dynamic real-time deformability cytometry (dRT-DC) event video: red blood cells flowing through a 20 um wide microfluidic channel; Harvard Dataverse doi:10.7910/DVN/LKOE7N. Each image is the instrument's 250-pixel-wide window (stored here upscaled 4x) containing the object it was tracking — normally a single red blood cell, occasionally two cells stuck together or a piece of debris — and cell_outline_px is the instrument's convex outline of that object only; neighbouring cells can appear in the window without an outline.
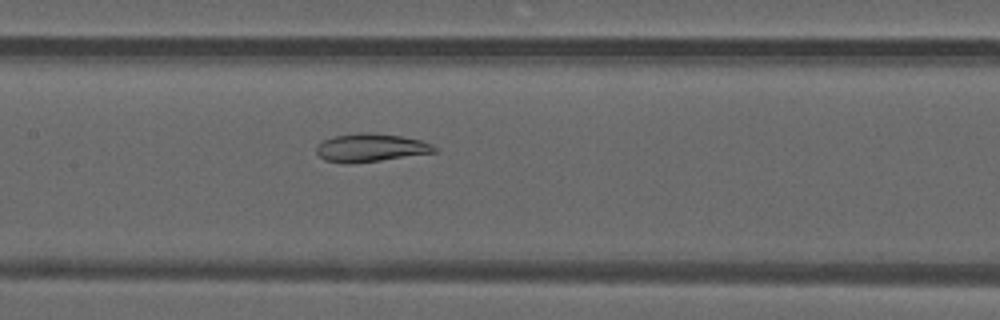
{"species": "common noctule bat (a hibernating species)", "species_latin": "Nyctalus noctula", "temperature_condition": "warm", "stored_images_in_passage": 35, "camera_frame_rate_fps": 3000, "um_per_image_px": 0.085, "animal": {"sex": "male", "forearm_length_mm": 52.5}, "frame": {"image": 1, "passage_image": 10, "time_ms": 3.0, "image_size_px": [1000, 320], "cell_outline_px": [[440, 148], [436, 152], [380, 160], [348, 164], [344, 164], [324, 160], [316, 152], [316, 144], [324, 140], [336, 136], [356, 132], [368, 132], [400, 136], [420, 140], [432, 144]], "centroid_in_image_um": [31.49, 12.55], "position_along_channel_um": 175.9, "area_um2": 19.42}}
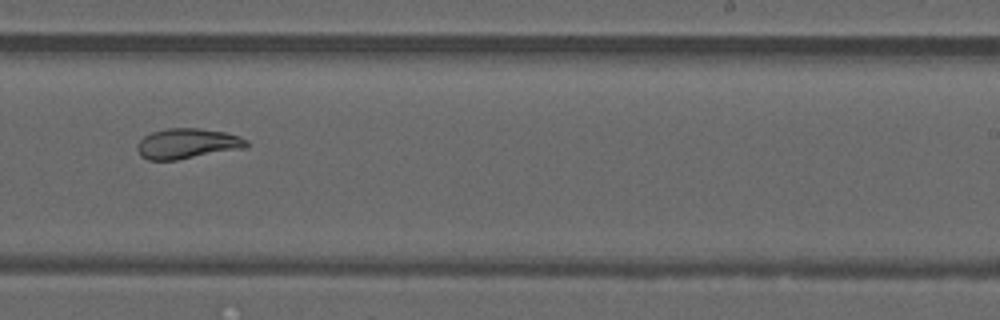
{"frame": {"image": 2, "passage_image": 17, "time_ms": 5.333, "image_size_px": [1000, 320], "cell_outline_px": [[248, 148], [176, 160], [148, 160], [140, 156], [136, 148], [140, 140], [144, 136], [152, 132], [168, 128], [196, 128], [224, 132], [240, 136], [248, 140]], "centroid_in_image_um": [15.94, 12.21], "position_along_channel_um": 273.1, "area_um2": 19.42}}
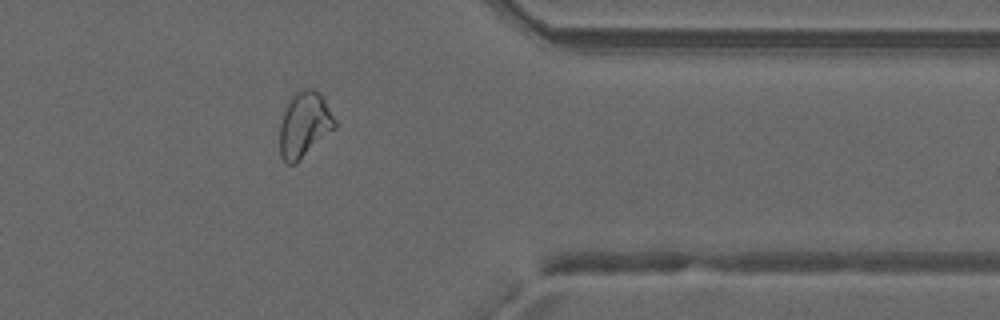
{"frame": {"image": 3, "passage_image": 26, "time_ms": 8.333, "image_size_px": [1000, 320], "cell_outline_px": [[336, 128], [296, 164], [288, 164], [280, 156], [280, 124], [284, 112], [292, 96], [296, 92], [304, 88], [312, 88], [324, 100], [336, 120]], "centroid_in_image_um": [25.87, 10.63], "position_along_channel_um": 385.5, "area_um2": 20.81}, "authors_computed_cell_mechanics": {"area_um2": 20.6346, "velocity_mm_per_s": 4.1917, "shape_relaxation_time_tau1_ms": null, "shape_relaxation_time_tau2_ms": 2.2769, "deformation_change_tau1": null, "deformation_change_tau2": 0.0752}}